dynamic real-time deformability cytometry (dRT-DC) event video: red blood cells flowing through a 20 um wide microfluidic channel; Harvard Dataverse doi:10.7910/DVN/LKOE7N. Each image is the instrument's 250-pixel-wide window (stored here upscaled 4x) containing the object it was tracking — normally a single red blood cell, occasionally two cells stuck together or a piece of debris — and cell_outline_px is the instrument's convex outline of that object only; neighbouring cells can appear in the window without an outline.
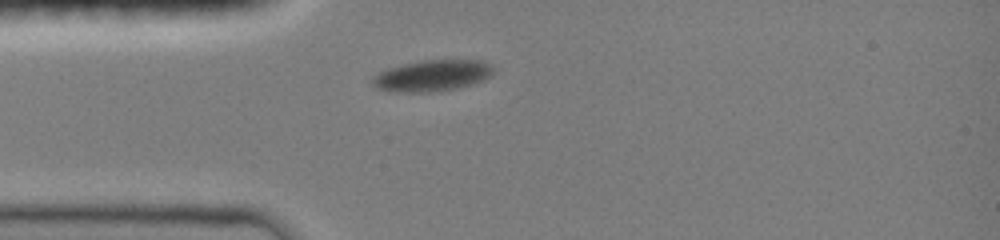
{"species": "common noctule bat (a hibernating species)", "species_latin": "Nyctalus noctula", "temperature_condition": "room temperature", "stored_images_in_passage": 12, "camera_frame_rate_fps": 3000, "um_per_image_px": 0.085, "animal": {"sex": "female", "body_mass_g": 19.0, "forearm_length_mm": 51.5}, "frame": {"image": 1, "passage_image": 1, "time_ms": 0.0, "image_size_px": [1000, 240], "cell_outline_px": [[492, 76], [472, 84], [436, 92], [396, 92], [380, 88], [372, 84], [372, 76], [388, 68], [404, 64], [424, 60], [484, 60], [492, 64]], "centroid_in_image_um": [36.76, 6.42], "position_along_channel_um": 48.2, "area_um2": 21.91}}
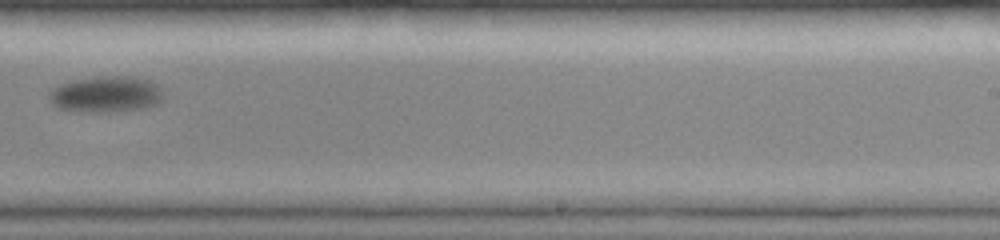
{"frame": {"image": 2, "passage_image": 7, "time_ms": 6.667, "image_size_px": [1000, 240], "cell_outline_px": [[164, 100], [160, 104], [144, 108], [108, 112], [96, 112], [60, 108], [52, 104], [48, 96], [48, 92], [52, 88], [60, 84], [76, 80], [104, 76], [132, 76], [148, 80], [156, 84]], "centroid_in_image_um": [9.03, 8.01], "position_along_channel_um": 280.0, "area_um2": 23.87}}
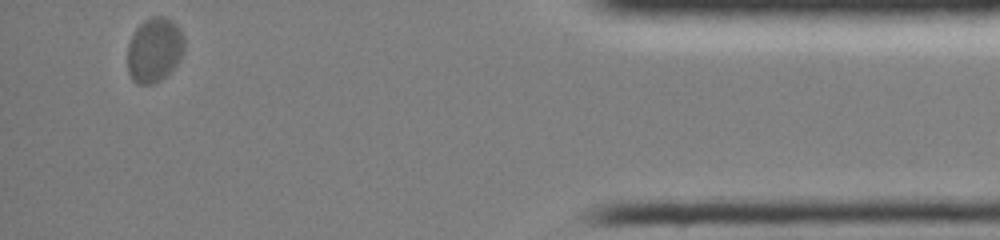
{"frame": {"image": 3, "passage_image": 12, "time_ms": 12.0, "image_size_px": [1000, 240], "cell_outline_px": [[184, 52], [180, 60], [160, 80], [152, 84], [136, 84], [132, 80], [128, 72], [128, 44], [136, 28], [144, 20], [152, 16], [164, 16], [172, 20], [180, 28], [184, 36]], "centroid_in_image_um": [13.13, 4.22], "position_along_channel_um": 422.1, "area_um2": 21.5}, "authors_computed_cell_mechanics": {"area_um2": 22.5709, "velocity_mm_per_s": 3.5927, "shape_relaxation_time_tau1_ms": 1.0681, "shape_relaxation_time_tau2_ms": null, "deformation_change_tau1": 0.0488, "deformation_change_tau2": null}}